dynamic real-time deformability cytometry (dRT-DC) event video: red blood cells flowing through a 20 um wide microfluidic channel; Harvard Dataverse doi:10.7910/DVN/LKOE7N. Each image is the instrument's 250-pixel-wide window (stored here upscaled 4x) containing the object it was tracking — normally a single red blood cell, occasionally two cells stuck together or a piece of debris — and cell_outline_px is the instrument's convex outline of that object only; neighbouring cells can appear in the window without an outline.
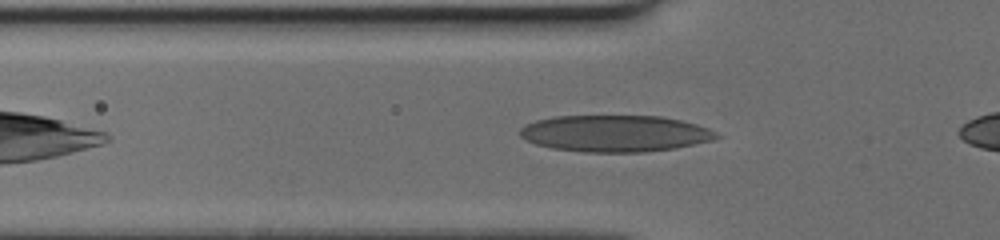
{"species": "human", "species_latin": "Homo sapiens", "temperature_condition": "cold", "stored_images_in_passage": 34, "camera_frame_rate_fps": 3000, "um_per_image_px": 0.085, "donor": {"sex": "female"}, "frame": {"image": 1, "passage_image": 6, "time_ms": 1.667, "image_size_px": [1000, 240], "cell_outline_px": [[724, 136], [712, 140], [676, 148], [644, 152], [584, 152], [552, 148], [536, 144], [520, 136], [520, 128], [524, 124], [536, 120], [552, 116], [660, 116], [680, 120], [696, 124], [708, 128]], "centroid_in_image_um": [52.28, 11.34], "position_along_channel_um": 73.5, "area_um2": 42.02}}
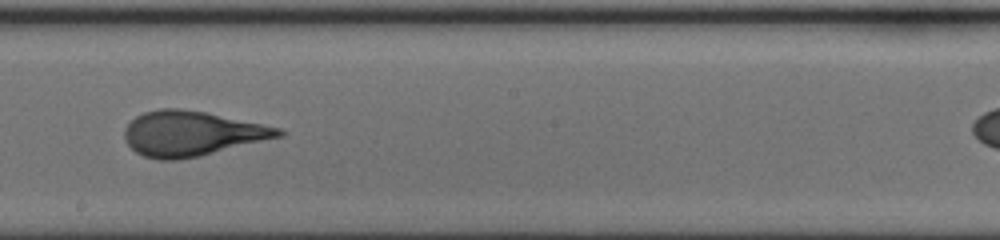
{"frame": {"image": 2, "passage_image": 18, "time_ms": 5.667, "image_size_px": [1000, 240], "cell_outline_px": [[284, 132], [280, 136], [196, 156], [176, 160], [156, 160], [144, 156], [136, 152], [128, 144], [124, 136], [124, 128], [136, 116], [144, 112], [160, 108], [180, 108], [204, 112], [280, 128]], "centroid_in_image_um": [16.2, 11.34], "position_along_channel_um": 232.0, "area_um2": 39.42}}
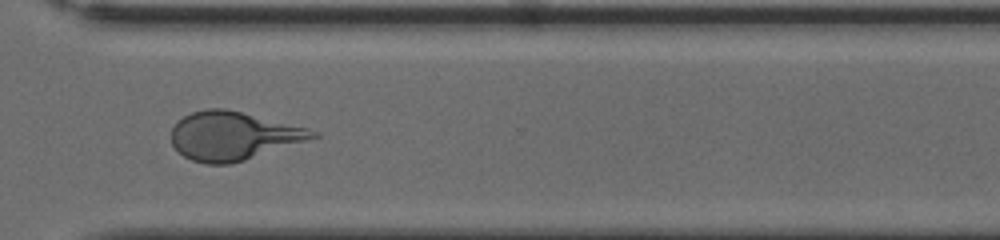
{"frame": {"image": 3, "passage_image": 27, "time_ms": 8.667, "image_size_px": [1000, 240], "cell_outline_px": [[320, 136], [244, 160], [228, 164], [208, 164], [192, 160], [184, 156], [172, 144], [172, 128], [184, 116], [192, 112], [208, 108], [224, 108], [308, 128], [320, 132]], "centroid_in_image_um": [19.82, 11.55], "position_along_channel_um": 350.8, "area_um2": 39.3}}